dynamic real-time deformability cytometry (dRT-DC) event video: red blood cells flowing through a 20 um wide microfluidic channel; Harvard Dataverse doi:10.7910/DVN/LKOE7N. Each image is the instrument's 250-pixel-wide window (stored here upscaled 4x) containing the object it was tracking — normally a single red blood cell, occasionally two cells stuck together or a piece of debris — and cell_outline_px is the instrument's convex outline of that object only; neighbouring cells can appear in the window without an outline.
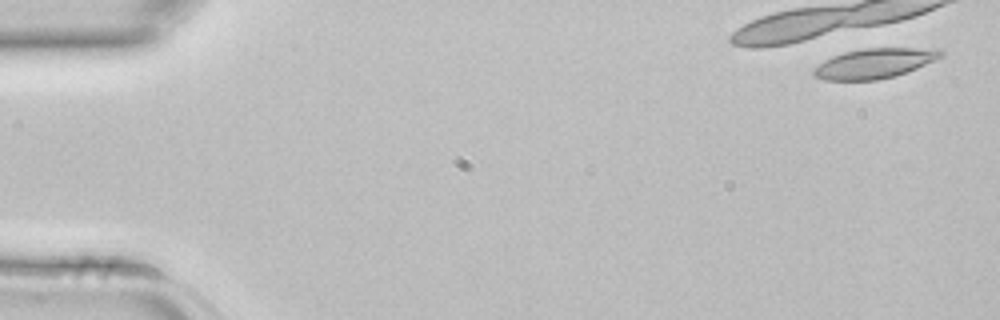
{"species": "common noctule bat (a hibernating species)", "species_latin": "Nyctalus noctula", "temperature_condition": "room temperature", "stored_images_in_passage": 4, "camera_frame_rate_fps": 3000, "um_per_image_px": 0.085, "animal": {"sex": "female", "body_mass_g": 22.7, "forearm_length_mm": 54.2}, "frame": {"image": 1, "passage_image": 1, "time_ms": 0.0, "image_size_px": [1000, 320], "cell_outline_px": [[944, 56], [916, 68], [896, 76], [876, 80], [824, 80], [816, 76], [812, 72], [812, 68], [824, 60], [832, 56], [844, 52], [864, 48], [940, 48], [944, 52]], "centroid_in_image_um": [74.34, 5.38], "position_along_channel_um": 10.7, "area_um2": 22.31}}